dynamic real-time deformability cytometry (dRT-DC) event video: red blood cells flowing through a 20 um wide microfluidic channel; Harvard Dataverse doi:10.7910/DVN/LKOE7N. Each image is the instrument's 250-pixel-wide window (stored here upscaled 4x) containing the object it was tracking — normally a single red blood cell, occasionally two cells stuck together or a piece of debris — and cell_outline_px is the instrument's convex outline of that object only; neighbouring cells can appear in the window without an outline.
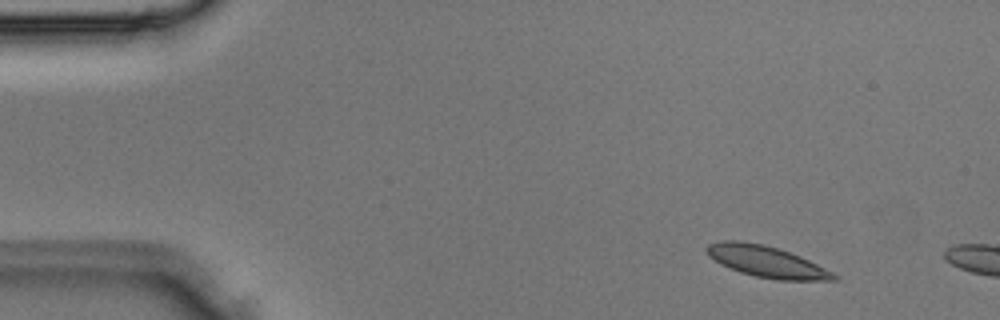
{"species": "Egyptian fruit bat (a non-hibernating species)", "species_latin": "Rousettus aegyptiacus", "temperature_condition": "room temperature", "stored_images_in_passage": 2, "camera_frame_rate_fps": 3000, "um_per_image_px": 0.085, "animal": {"sex": "male"}, "frame": {"image": 1, "passage_image": 1, "time_ms": 0.0, "image_size_px": [1000, 320], "cell_outline_px": [[840, 280], [776, 280], [756, 276], [740, 272], [720, 264], [708, 256], [704, 252], [704, 248], [708, 244], [724, 240], [740, 240], [764, 244], [800, 256], [840, 276]], "centroid_in_image_um": [65.11, 22.23], "position_along_channel_um": 19.9, "area_um2": 23.24}}